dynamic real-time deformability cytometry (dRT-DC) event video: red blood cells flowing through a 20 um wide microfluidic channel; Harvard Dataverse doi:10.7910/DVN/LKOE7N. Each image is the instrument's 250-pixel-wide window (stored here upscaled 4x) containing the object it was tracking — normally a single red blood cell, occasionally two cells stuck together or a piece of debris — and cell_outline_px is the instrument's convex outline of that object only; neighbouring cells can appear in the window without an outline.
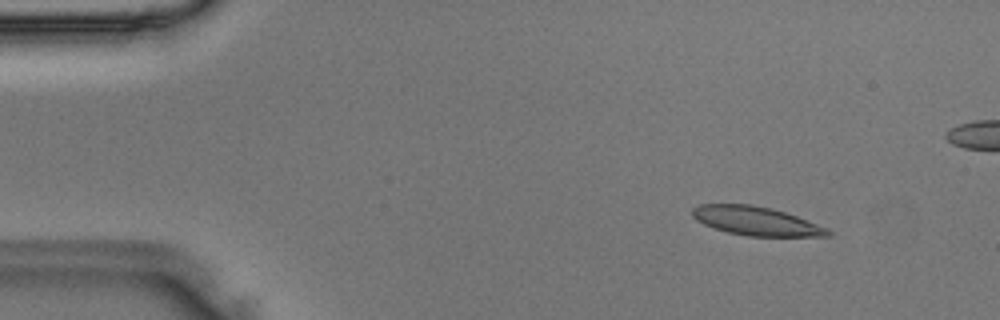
{"species": "Egyptian fruit bat (a non-hibernating species)", "species_latin": "Rousettus aegyptiacus", "temperature_condition": "room temperature", "stored_images_in_passage": 49, "camera_frame_rate_fps": 3000, "um_per_image_px": 0.085, "animal": {"sex": "male"}, "frame": {"image": 1, "passage_image": 6, "time_ms": 1.667, "image_size_px": [1000, 320], "cell_outline_px": [[832, 236], [748, 236], [728, 232], [712, 228], [696, 220], [692, 216], [692, 208], [700, 204], [752, 204], [772, 208], [796, 216], [828, 228], [832, 232]], "centroid_in_image_um": [64.25, 18.78], "position_along_channel_um": 20.7, "area_um2": 22.77}}
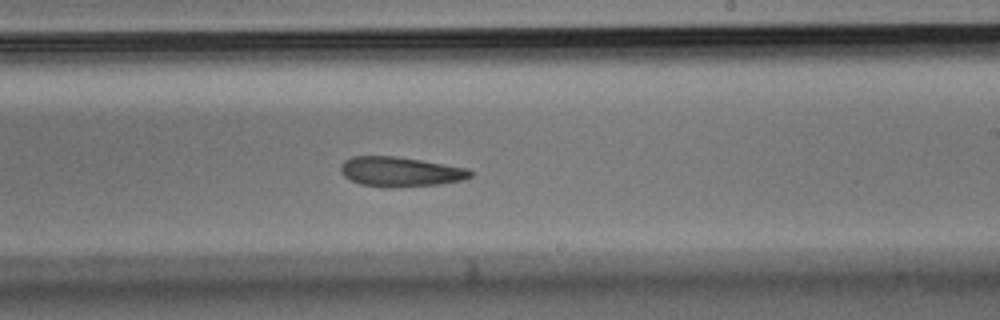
{"frame": {"image": 2, "passage_image": 29, "time_ms": 9.333, "image_size_px": [1000, 320], "cell_outline_px": [[472, 176], [464, 180], [440, 184], [388, 188], [380, 188], [360, 184], [344, 176], [340, 168], [340, 164], [344, 160], [352, 156], [396, 156], [468, 168], [472, 172]], "centroid_in_image_um": [34.01, 14.6], "position_along_channel_um": 255.0, "area_um2": 22.66}}
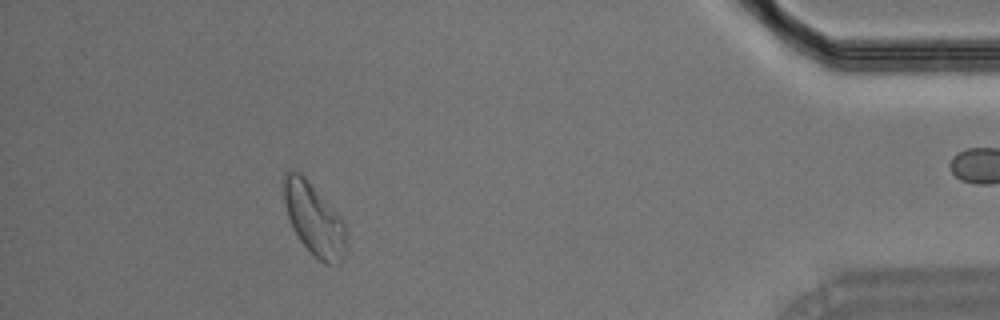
{"frame": {"image": 3, "passage_image": 44, "time_ms": 14.333, "image_size_px": [1000, 320], "cell_outline_px": [[348, 244], [344, 260], [340, 264], [324, 264], [312, 256], [300, 240], [292, 228], [288, 216], [284, 200], [280, 180], [284, 172], [292, 168], [300, 172], [304, 176], [344, 220], [348, 232]], "centroid_in_image_um": [26.71, 18.64], "position_along_channel_um": 408.5, "area_um2": 27.34}}